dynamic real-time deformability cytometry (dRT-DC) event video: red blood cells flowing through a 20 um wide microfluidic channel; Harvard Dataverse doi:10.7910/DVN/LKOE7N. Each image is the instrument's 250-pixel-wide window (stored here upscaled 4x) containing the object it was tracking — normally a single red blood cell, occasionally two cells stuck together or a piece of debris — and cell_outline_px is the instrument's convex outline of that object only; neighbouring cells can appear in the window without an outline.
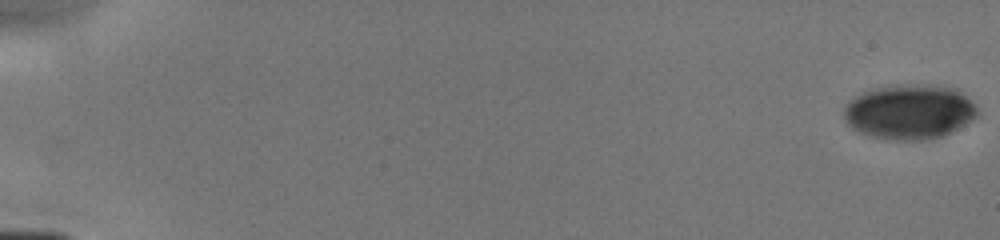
{"species": "human", "species_latin": "Homo sapiens", "temperature_condition": "cold", "stored_images_in_passage": 7, "camera_frame_rate_fps": 3000, "um_per_image_px": 0.085, "donor": {"sex": "male"}, "frame": {"image": 1, "passage_image": 1, "time_ms": 0.0, "image_size_px": [1000, 240], "cell_outline_px": [[980, 112], [972, 120], [944, 136], [928, 140], [896, 140], [872, 136], [860, 132], [852, 128], [844, 120], [844, 104], [848, 100], [872, 88], [900, 84], [928, 84], [956, 88], [976, 104]], "centroid_in_image_um": [77.32, 9.49], "position_along_channel_um": 7.7, "area_um2": 43.12}}
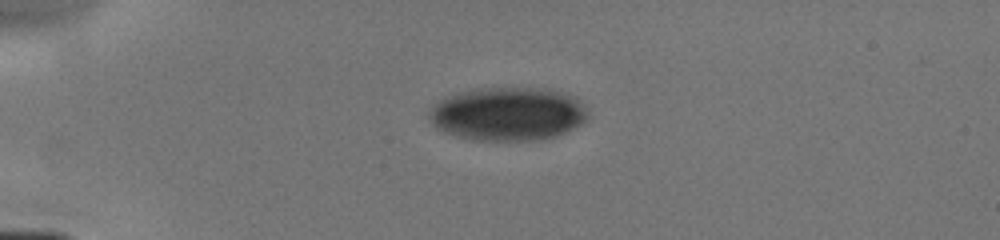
{"frame": {"image": 2, "passage_image": 6, "time_ms": 4.333, "image_size_px": [1000, 240], "cell_outline_px": [[588, 116], [580, 124], [564, 132], [540, 140], [476, 140], [444, 132], [432, 124], [428, 120], [428, 112], [432, 104], [440, 100], [460, 92], [484, 88], [548, 88], [576, 96], [584, 104], [588, 112]], "centroid_in_image_um": [43.17, 9.67], "position_along_channel_um": 41.8, "area_um2": 49.42}}